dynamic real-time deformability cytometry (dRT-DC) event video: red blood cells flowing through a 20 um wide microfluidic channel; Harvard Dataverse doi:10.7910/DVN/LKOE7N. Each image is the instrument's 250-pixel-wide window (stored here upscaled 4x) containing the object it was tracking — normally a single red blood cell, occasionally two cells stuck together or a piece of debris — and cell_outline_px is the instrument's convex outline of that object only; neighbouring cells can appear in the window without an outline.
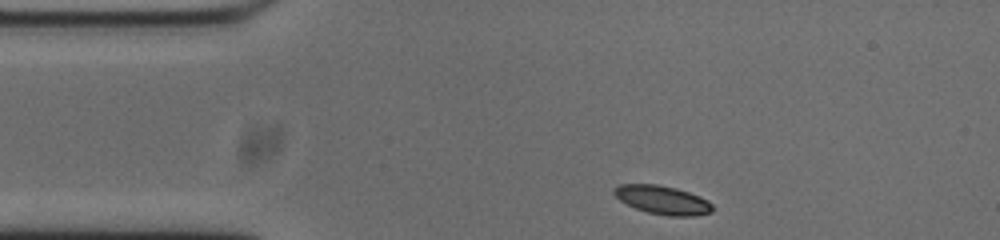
{"species": "common noctule bat (a hibernating species)", "species_latin": "Nyctalus noctula", "temperature_condition": "cold", "stored_images_in_passage": 6, "camera_frame_rate_fps": 3000, "um_per_image_px": 0.085, "animal": {"sex": "male", "body_mass_g": 20.0, "forearm_length_mm": 53.3}, "frame": {"image": 1, "passage_image": 1, "time_ms": 0.0, "image_size_px": [1000, 240], "cell_outline_px": [[712, 212], [692, 216], [668, 216], [648, 212], [636, 208], [620, 200], [612, 192], [612, 188], [620, 184], [656, 184], [676, 188], [700, 196], [708, 200], [712, 204]], "centroid_in_image_um": [56.31, 16.99], "position_along_channel_um": 28.7, "area_um2": 16.36}}